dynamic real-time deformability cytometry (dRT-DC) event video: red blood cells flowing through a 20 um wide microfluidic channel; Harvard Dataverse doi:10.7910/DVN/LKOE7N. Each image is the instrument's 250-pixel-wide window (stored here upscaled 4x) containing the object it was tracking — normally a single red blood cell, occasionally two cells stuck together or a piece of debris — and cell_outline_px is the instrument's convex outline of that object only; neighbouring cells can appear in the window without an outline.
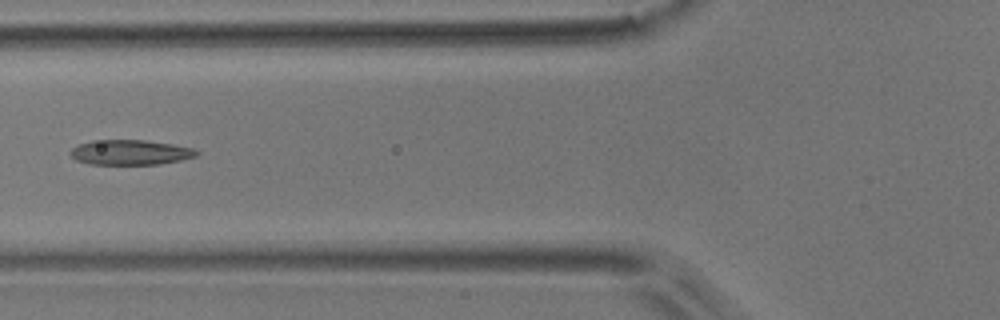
{"species": "common noctule bat (a hibernating species)", "species_latin": "Nyctalus noctula", "temperature_condition": "room temperature", "stored_images_in_passage": 3, "camera_frame_rate_fps": 3000, "um_per_image_px": 0.085, "animal": {"sex": "male", "body_mass_g": 17.9}, "frame": {"image": 1, "passage_image": 3, "time_ms": 0.667, "image_size_px": [1000, 320], "cell_outline_px": [[200, 152], [196, 156], [180, 160], [160, 164], [88, 164], [76, 160], [68, 152], [72, 148], [80, 144], [92, 140], [144, 140], [172, 144], [192, 148]], "centroid_in_image_um": [11.05, 12.95], "position_along_channel_um": 114.7, "area_um2": 18.32}}